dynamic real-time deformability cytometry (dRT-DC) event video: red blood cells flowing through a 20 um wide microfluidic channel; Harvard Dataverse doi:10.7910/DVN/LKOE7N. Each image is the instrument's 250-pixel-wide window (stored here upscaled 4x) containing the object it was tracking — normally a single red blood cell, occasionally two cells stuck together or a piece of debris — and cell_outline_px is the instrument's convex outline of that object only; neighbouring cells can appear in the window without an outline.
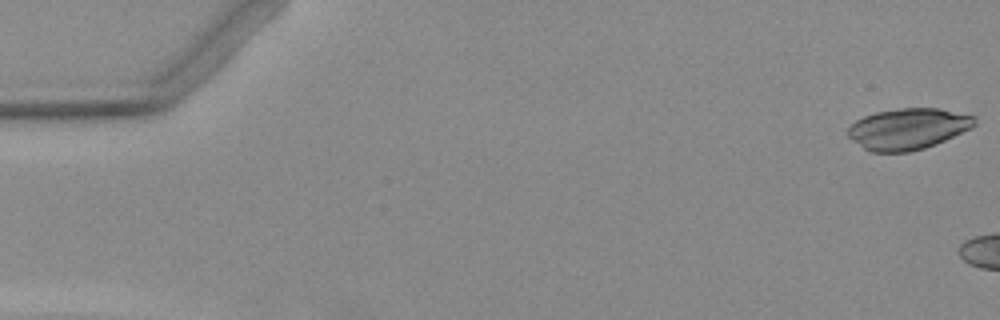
{"species": "Egyptian fruit bat (a non-hibernating species)", "species_latin": "Rousettus aegyptiacus", "temperature_condition": "warm", "stored_images_in_passage": 3, "camera_frame_rate_fps": 3000, "um_per_image_px": 0.085, "animal": {"sex": "female"}, "frame": {"image": 1, "passage_image": 1, "time_ms": 0.0, "image_size_px": [1000, 320], "cell_outline_px": [[976, 124], [972, 128], [944, 140], [924, 148], [908, 152], [872, 152], [864, 148], [852, 140], [848, 136], [848, 128], [856, 120], [864, 116], [876, 112], [900, 108], [940, 108], [976, 116]], "centroid_in_image_um": [77.19, 10.94], "position_along_channel_um": 7.8, "area_um2": 30.29}}